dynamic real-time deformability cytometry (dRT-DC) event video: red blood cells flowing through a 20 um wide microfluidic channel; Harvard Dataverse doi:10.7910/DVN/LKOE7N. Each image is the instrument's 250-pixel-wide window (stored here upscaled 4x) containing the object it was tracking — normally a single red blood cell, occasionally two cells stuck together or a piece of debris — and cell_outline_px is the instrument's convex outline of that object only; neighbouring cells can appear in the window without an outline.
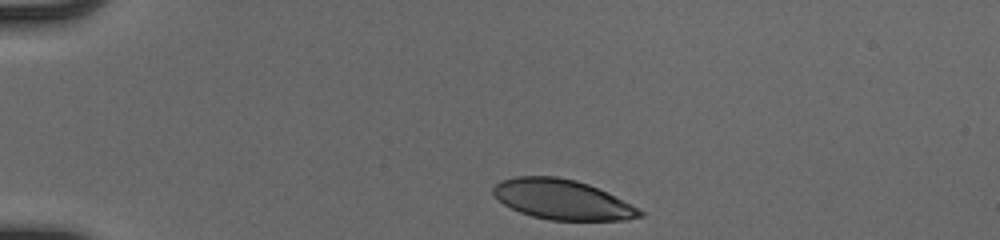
{"species": "human", "species_latin": "Homo sapiens", "temperature_condition": "cold", "stored_images_in_passage": 34, "camera_frame_rate_fps": 3000, "um_per_image_px": 0.085, "donor": {"sex": "male"}, "frame": {"image": 1, "passage_image": 1, "time_ms": 0.0, "image_size_px": [1000, 240], "cell_outline_px": [[644, 216], [628, 220], [548, 220], [532, 216], [520, 212], [504, 204], [492, 192], [492, 188], [500, 180], [516, 176], [556, 176], [576, 180], [588, 184], [640, 208], [644, 212]], "centroid_in_image_um": [47.8, 16.96], "position_along_channel_um": 37.2, "area_um2": 34.04}}
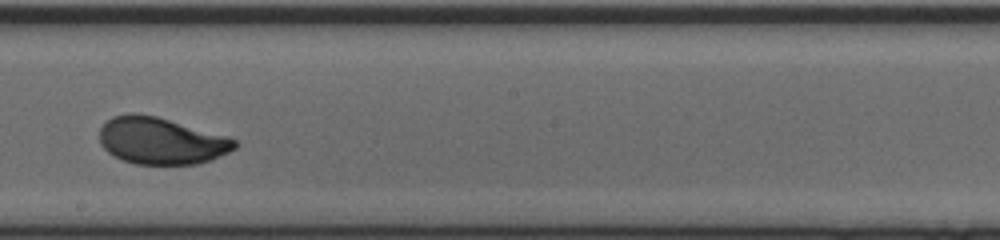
{"frame": {"image": 2, "passage_image": 20, "time_ms": 6.333, "image_size_px": [1000, 240], "cell_outline_px": [[236, 148], [212, 160], [196, 164], [136, 164], [120, 160], [108, 152], [100, 144], [100, 128], [112, 116], [128, 112], [132, 112], [156, 116], [228, 136], [236, 140]], "centroid_in_image_um": [13.68, 11.97], "position_along_channel_um": 234.5, "area_um2": 37.05}}
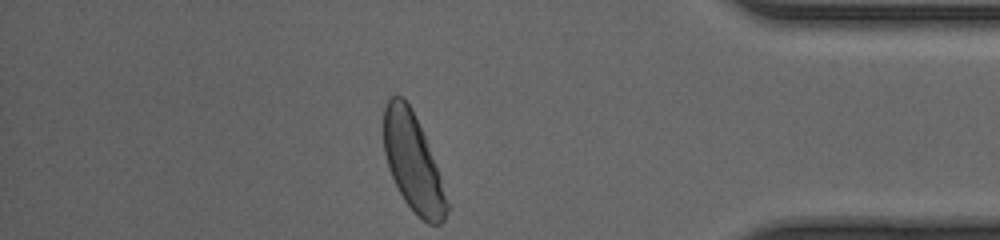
{"frame": {"image": 3, "passage_image": 34, "time_ms": 11.0, "image_size_px": [1000, 240], "cell_outline_px": [[452, 208], [444, 220], [440, 224], [428, 224], [404, 200], [388, 168], [384, 152], [384, 108], [388, 100], [392, 96], [400, 96], [412, 108], [424, 136], [440, 176]], "centroid_in_image_um": [35.13, 13.86], "position_along_channel_um": 400.1, "area_um2": 35.37}, "authors_computed_cell_mechanics": {"area_um2": 36.7897, "velocity_mm_per_s": 4.1019, "shape_relaxation_time_tau1_ms": 2.2952, "shape_relaxation_time_tau2_ms": null, "deformation_change_tau1": 0.1537, "deformation_change_tau2": null}}